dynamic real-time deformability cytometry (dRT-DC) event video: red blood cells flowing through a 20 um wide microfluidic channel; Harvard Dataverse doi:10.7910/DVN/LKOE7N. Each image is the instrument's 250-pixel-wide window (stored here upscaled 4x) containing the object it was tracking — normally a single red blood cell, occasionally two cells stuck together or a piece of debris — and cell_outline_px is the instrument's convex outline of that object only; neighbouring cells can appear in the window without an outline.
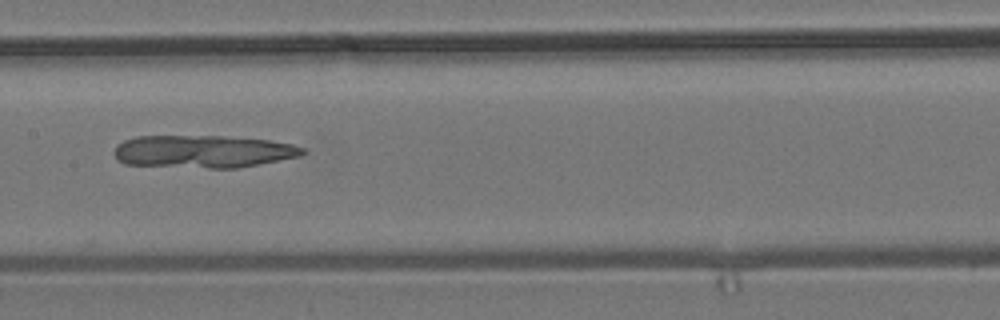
{"species": "common noctule bat (a hibernating species)", "species_latin": "Nyctalus noctula", "temperature_condition": "room temperature", "stored_images_in_passage": 13, "camera_frame_rate_fps": 3000, "um_per_image_px": 0.085, "animal": {"sex": "male", "body_mass_g": 19.2, "forearm_length_mm": 51.8}, "frame": {"image": 1, "passage_image": 11, "time_ms": 3.333, "image_size_px": [1000, 320], "cell_outline_px": [[308, 152], [300, 156], [236, 168], [208, 168], [124, 164], [116, 160], [112, 152], [116, 144], [124, 140], [136, 136], [224, 136], [268, 140], [292, 144], [304, 148]], "centroid_in_image_um": [17.21, 12.87], "position_along_channel_um": 190.2, "area_um2": 36.01}}
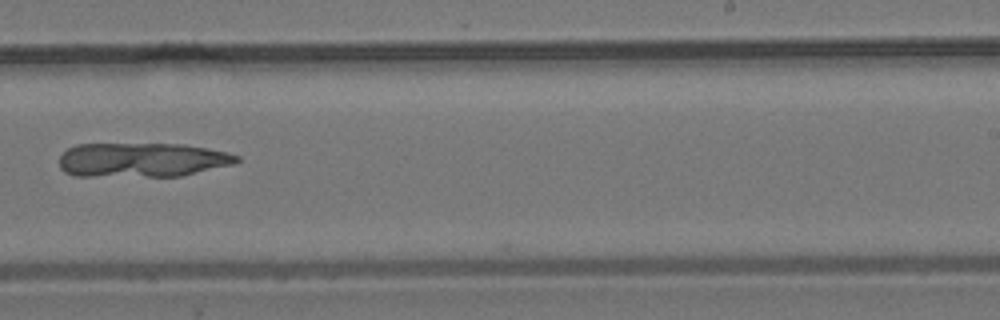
{"frame": {"image": 2, "passage_image": 13, "time_ms": 4.0, "image_size_px": [1000, 320], "cell_outline_px": [[240, 160], [232, 164], [180, 176], [76, 176], [64, 172], [60, 168], [60, 156], [68, 148], [76, 144], [184, 144], [208, 148], [228, 152], [240, 156]], "centroid_in_image_um": [12.06, 13.59], "position_along_channel_um": 276.9, "area_um2": 35.55}}